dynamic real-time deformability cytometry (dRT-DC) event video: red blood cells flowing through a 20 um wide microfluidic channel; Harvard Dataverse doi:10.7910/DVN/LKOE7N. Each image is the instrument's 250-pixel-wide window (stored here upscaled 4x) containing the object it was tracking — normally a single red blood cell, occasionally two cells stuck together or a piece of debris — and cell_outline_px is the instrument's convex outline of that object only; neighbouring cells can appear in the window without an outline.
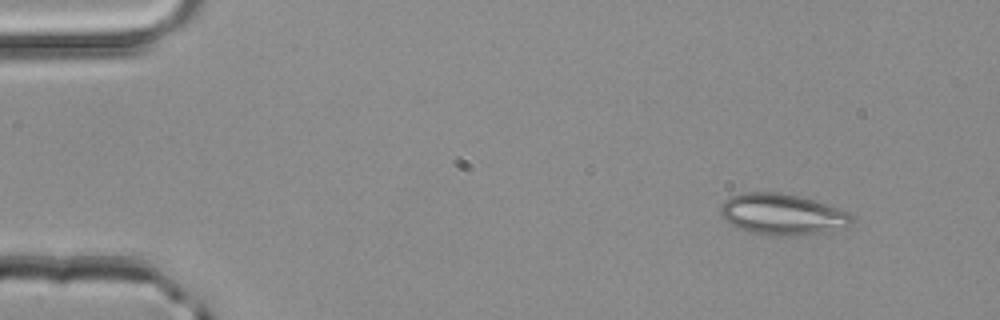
{"species": "common noctule bat (a hibernating species)", "species_latin": "Nyctalus noctula", "temperature_condition": "room temperature", "stored_images_in_passage": 3, "camera_frame_rate_fps": 3000, "um_per_image_px": 0.085, "animal": {"sex": "male", "body_mass_g": 20.4}, "frame": {"image": 1, "passage_image": 1, "time_ms": 0.0, "image_size_px": [1000, 320], "cell_outline_px": [[856, 220], [852, 224], [804, 236], [772, 236], [748, 232], [736, 228], [724, 220], [720, 216], [720, 204], [724, 200], [740, 192], [780, 192], [800, 196], [848, 212], [856, 216]], "centroid_in_image_um": [66.43, 18.22], "position_along_channel_um": 18.6, "area_um2": 31.85}}